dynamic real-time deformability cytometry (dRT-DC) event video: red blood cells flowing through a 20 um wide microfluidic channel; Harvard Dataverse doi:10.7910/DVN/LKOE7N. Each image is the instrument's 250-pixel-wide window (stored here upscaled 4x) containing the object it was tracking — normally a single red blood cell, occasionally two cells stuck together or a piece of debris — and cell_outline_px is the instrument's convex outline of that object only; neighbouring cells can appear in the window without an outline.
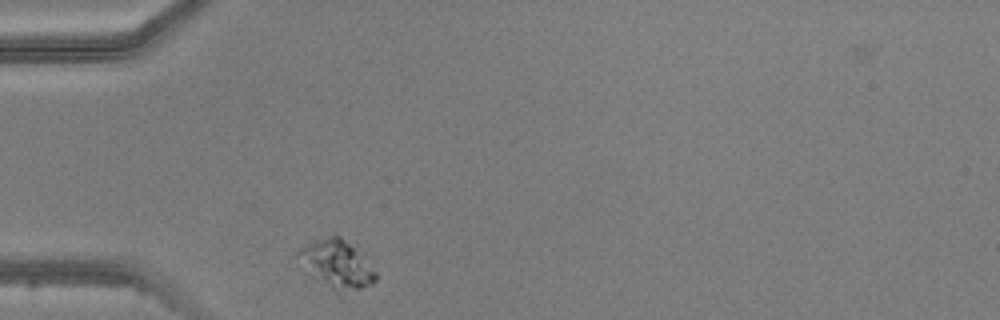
{"species": "common noctule bat (a hibernating species)", "species_latin": "Nyctalus noctula", "temperature_condition": "warm", "stored_images_in_passage": 1, "camera_frame_rate_fps": 3000, "um_per_image_px": 0.085, "animal": {"sex": "male", "body_mass_g": 20.5, "forearm_length_mm": 52.5}, "frame": {"image": 1, "passage_image": 1, "time_ms": 0.0, "image_size_px": [1000, 320], "cell_outline_px": [[376, 280], [372, 284], [340, 300], [312, 276], [296, 256], [296, 252], [308, 240], [332, 232], [336, 232], [376, 272]], "centroid_in_image_um": [28.56, 22.53], "position_along_channel_um": 56.4, "area_um2": 22.89}}